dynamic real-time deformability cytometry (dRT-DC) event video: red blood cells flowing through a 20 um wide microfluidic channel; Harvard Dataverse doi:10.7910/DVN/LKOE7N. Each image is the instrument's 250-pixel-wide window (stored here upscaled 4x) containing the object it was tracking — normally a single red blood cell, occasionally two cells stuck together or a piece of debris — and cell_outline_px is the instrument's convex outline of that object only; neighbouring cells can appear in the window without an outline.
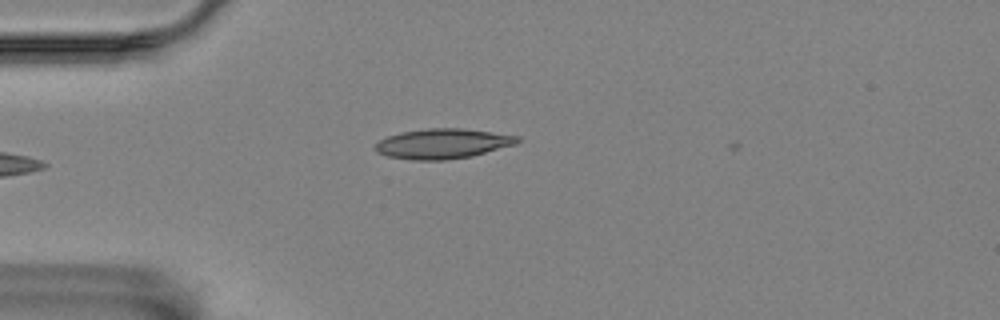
{"species": "Egyptian fruit bat (a non-hibernating species)", "species_latin": "Rousettus aegyptiacus", "temperature_condition": "room temperature", "stored_images_in_passage": 4, "camera_frame_rate_fps": 3000, "um_per_image_px": 0.085, "animal": {"sex": "female"}, "frame": {"image": 1, "passage_image": 1, "time_ms": 0.0, "image_size_px": [1000, 320], "cell_outline_px": [[520, 140], [516, 144], [472, 156], [444, 160], [412, 160], [388, 156], [376, 152], [372, 148], [380, 140], [388, 136], [400, 132], [428, 128], [464, 128], [520, 136]], "centroid_in_image_um": [37.62, 12.21], "position_along_channel_um": 47.4, "area_um2": 24.91}}